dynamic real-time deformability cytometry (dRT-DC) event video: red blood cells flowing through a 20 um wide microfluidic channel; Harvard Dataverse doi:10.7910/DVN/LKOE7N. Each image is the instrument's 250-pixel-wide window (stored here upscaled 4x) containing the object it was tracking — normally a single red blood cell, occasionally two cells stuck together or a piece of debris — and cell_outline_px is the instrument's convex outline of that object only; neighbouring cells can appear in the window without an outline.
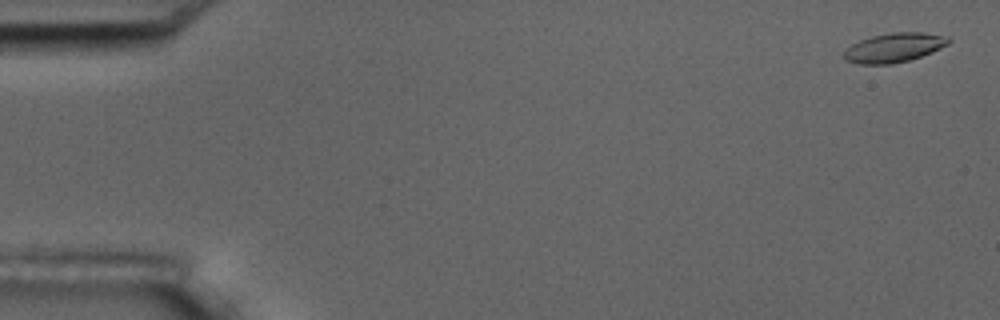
{"species": "common noctule bat (a hibernating species)", "species_latin": "Nyctalus noctula", "temperature_condition": "room temperature", "stored_images_in_passage": 6, "camera_frame_rate_fps": 3000, "um_per_image_px": 0.085, "animal": {"sex": "male", "body_mass_g": 17.5, "forearm_length_mm": 52.3}, "frame": {"image": 1, "passage_image": 1, "time_ms": 0.0, "image_size_px": [1000, 320], "cell_outline_px": [[952, 40], [948, 44], [932, 52], [908, 60], [892, 64], [856, 64], [844, 60], [844, 52], [852, 44], [860, 40], [872, 36], [892, 32], [924, 32], [948, 36]], "centroid_in_image_um": [76.01, 4.04], "position_along_channel_um": 9.0, "area_um2": 17.86}}
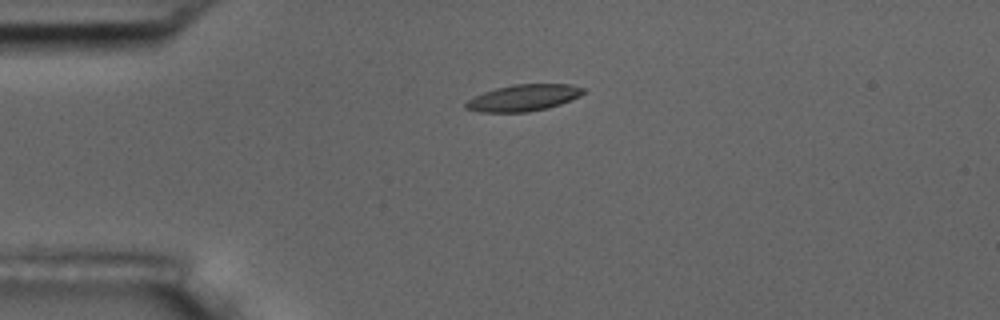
{"frame": {"image": 2, "passage_image": 4, "time_ms": 1.0, "image_size_px": [1000, 320], "cell_outline_px": [[584, 92], [580, 96], [560, 104], [548, 108], [528, 112], [480, 112], [464, 108], [464, 104], [472, 96], [496, 88], [516, 84], [568, 84], [584, 88]], "centroid_in_image_um": [44.46, 8.32], "position_along_channel_um": 40.5, "area_um2": 18.15}}